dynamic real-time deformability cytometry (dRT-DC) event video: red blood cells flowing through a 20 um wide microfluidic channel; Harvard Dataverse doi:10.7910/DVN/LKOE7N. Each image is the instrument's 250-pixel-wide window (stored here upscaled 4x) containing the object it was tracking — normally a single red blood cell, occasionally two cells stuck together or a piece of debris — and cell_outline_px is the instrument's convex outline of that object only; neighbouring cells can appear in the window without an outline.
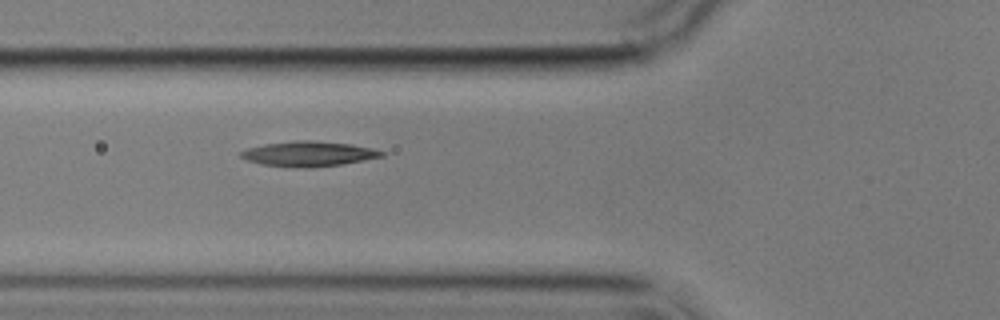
{"species": "common noctule bat (a hibernating species)", "species_latin": "Nyctalus noctula", "temperature_condition": "cold", "stored_images_in_passage": 5, "camera_frame_rate_fps": 3000, "um_per_image_px": 0.085, "animal": {"sex": "male", "body_mass_g": 17.9}, "frame": {"image": 1, "passage_image": 5, "time_ms": 4.667, "image_size_px": [1000, 320], "cell_outline_px": [[384, 156], [364, 160], [340, 164], [312, 168], [304, 168], [260, 164], [248, 160], [240, 156], [240, 152], [248, 148], [264, 144], [296, 140], [312, 140], [352, 144], [372, 148], [384, 152]], "centroid_in_image_um": [26.24, 13.07], "position_along_channel_um": 99.6, "area_um2": 20.46}}